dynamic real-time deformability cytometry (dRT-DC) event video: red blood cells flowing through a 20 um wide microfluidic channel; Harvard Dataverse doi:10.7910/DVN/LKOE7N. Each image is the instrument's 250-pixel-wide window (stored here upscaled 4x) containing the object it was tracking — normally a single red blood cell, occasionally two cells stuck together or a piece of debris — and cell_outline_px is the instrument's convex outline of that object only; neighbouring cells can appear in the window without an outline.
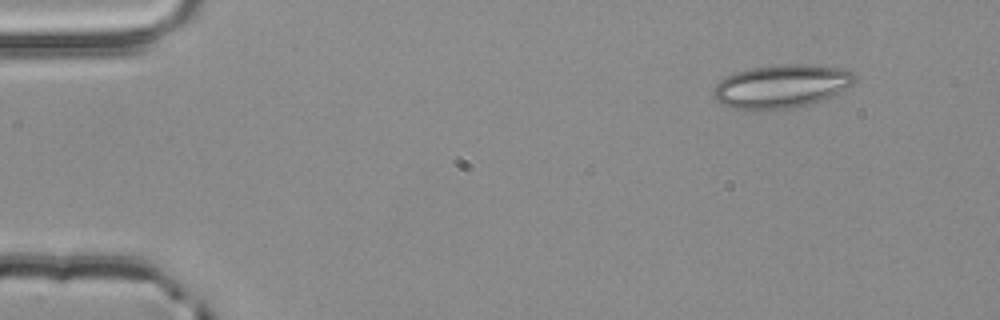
{"species": "common noctule bat (a hibernating species)", "species_latin": "Nyctalus noctula", "temperature_condition": "room temperature", "stored_images_in_passage": 3, "camera_frame_rate_fps": 3000, "um_per_image_px": 0.085, "animal": {"sex": "male", "body_mass_g": 20.4}, "frame": {"image": 1, "passage_image": 1, "time_ms": 0.0, "image_size_px": [1000, 320], "cell_outline_px": [[856, 80], [852, 84], [832, 96], [808, 104], [792, 108], [732, 108], [716, 100], [712, 92], [712, 88], [720, 80], [736, 72], [752, 68], [780, 64], [808, 64], [844, 68], [852, 72], [856, 76]], "centroid_in_image_um": [66.44, 7.3], "position_along_channel_um": 18.6, "area_um2": 35.2}}